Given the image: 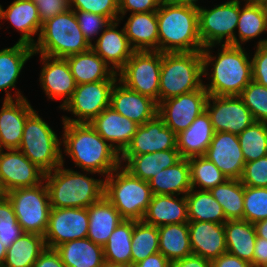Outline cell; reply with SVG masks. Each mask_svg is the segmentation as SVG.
<instances>
[{
	"label": "cell",
	"mask_w": 267,
	"mask_h": 267,
	"mask_svg": "<svg viewBox=\"0 0 267 267\" xmlns=\"http://www.w3.org/2000/svg\"><path fill=\"white\" fill-rule=\"evenodd\" d=\"M214 133L210 116L205 110L186 130L176 135L181 158L204 156Z\"/></svg>",
	"instance_id": "obj_29"
},
{
	"label": "cell",
	"mask_w": 267,
	"mask_h": 267,
	"mask_svg": "<svg viewBox=\"0 0 267 267\" xmlns=\"http://www.w3.org/2000/svg\"><path fill=\"white\" fill-rule=\"evenodd\" d=\"M246 2H261L262 0H244Z\"/></svg>",
	"instance_id": "obj_64"
},
{
	"label": "cell",
	"mask_w": 267,
	"mask_h": 267,
	"mask_svg": "<svg viewBox=\"0 0 267 267\" xmlns=\"http://www.w3.org/2000/svg\"><path fill=\"white\" fill-rule=\"evenodd\" d=\"M18 150L45 173L62 164L61 138L36 110L26 119Z\"/></svg>",
	"instance_id": "obj_8"
},
{
	"label": "cell",
	"mask_w": 267,
	"mask_h": 267,
	"mask_svg": "<svg viewBox=\"0 0 267 267\" xmlns=\"http://www.w3.org/2000/svg\"><path fill=\"white\" fill-rule=\"evenodd\" d=\"M239 180L244 186L267 187V156L246 162Z\"/></svg>",
	"instance_id": "obj_50"
},
{
	"label": "cell",
	"mask_w": 267,
	"mask_h": 267,
	"mask_svg": "<svg viewBox=\"0 0 267 267\" xmlns=\"http://www.w3.org/2000/svg\"><path fill=\"white\" fill-rule=\"evenodd\" d=\"M143 221L156 227L167 224L188 223L185 196L152 195Z\"/></svg>",
	"instance_id": "obj_28"
},
{
	"label": "cell",
	"mask_w": 267,
	"mask_h": 267,
	"mask_svg": "<svg viewBox=\"0 0 267 267\" xmlns=\"http://www.w3.org/2000/svg\"><path fill=\"white\" fill-rule=\"evenodd\" d=\"M170 261L160 252L148 256L143 261L133 265V267H169Z\"/></svg>",
	"instance_id": "obj_58"
},
{
	"label": "cell",
	"mask_w": 267,
	"mask_h": 267,
	"mask_svg": "<svg viewBox=\"0 0 267 267\" xmlns=\"http://www.w3.org/2000/svg\"><path fill=\"white\" fill-rule=\"evenodd\" d=\"M169 149H177L176 134L157 114L143 125H138L129 145L120 155H140Z\"/></svg>",
	"instance_id": "obj_18"
},
{
	"label": "cell",
	"mask_w": 267,
	"mask_h": 267,
	"mask_svg": "<svg viewBox=\"0 0 267 267\" xmlns=\"http://www.w3.org/2000/svg\"><path fill=\"white\" fill-rule=\"evenodd\" d=\"M38 15L41 23L70 9L69 0H37Z\"/></svg>",
	"instance_id": "obj_53"
},
{
	"label": "cell",
	"mask_w": 267,
	"mask_h": 267,
	"mask_svg": "<svg viewBox=\"0 0 267 267\" xmlns=\"http://www.w3.org/2000/svg\"><path fill=\"white\" fill-rule=\"evenodd\" d=\"M209 192L222 206L226 220H243L244 185L239 179H227Z\"/></svg>",
	"instance_id": "obj_40"
},
{
	"label": "cell",
	"mask_w": 267,
	"mask_h": 267,
	"mask_svg": "<svg viewBox=\"0 0 267 267\" xmlns=\"http://www.w3.org/2000/svg\"><path fill=\"white\" fill-rule=\"evenodd\" d=\"M78 24L85 38L90 44L96 40V36L100 35L111 22L107 17L99 14L86 12V11H74ZM95 36V37H94Z\"/></svg>",
	"instance_id": "obj_49"
},
{
	"label": "cell",
	"mask_w": 267,
	"mask_h": 267,
	"mask_svg": "<svg viewBox=\"0 0 267 267\" xmlns=\"http://www.w3.org/2000/svg\"><path fill=\"white\" fill-rule=\"evenodd\" d=\"M189 221L224 224L226 216L222 206L207 190L191 189L185 195Z\"/></svg>",
	"instance_id": "obj_39"
},
{
	"label": "cell",
	"mask_w": 267,
	"mask_h": 267,
	"mask_svg": "<svg viewBox=\"0 0 267 267\" xmlns=\"http://www.w3.org/2000/svg\"><path fill=\"white\" fill-rule=\"evenodd\" d=\"M116 81L103 80L77 85L71 99L61 108L75 118L62 116V122L90 123L110 106L111 91Z\"/></svg>",
	"instance_id": "obj_12"
},
{
	"label": "cell",
	"mask_w": 267,
	"mask_h": 267,
	"mask_svg": "<svg viewBox=\"0 0 267 267\" xmlns=\"http://www.w3.org/2000/svg\"><path fill=\"white\" fill-rule=\"evenodd\" d=\"M162 63L160 51H135L117 72L126 87L148 96L159 104V83Z\"/></svg>",
	"instance_id": "obj_11"
},
{
	"label": "cell",
	"mask_w": 267,
	"mask_h": 267,
	"mask_svg": "<svg viewBox=\"0 0 267 267\" xmlns=\"http://www.w3.org/2000/svg\"><path fill=\"white\" fill-rule=\"evenodd\" d=\"M156 14L158 51H202L204 47L199 36L198 9L163 0Z\"/></svg>",
	"instance_id": "obj_4"
},
{
	"label": "cell",
	"mask_w": 267,
	"mask_h": 267,
	"mask_svg": "<svg viewBox=\"0 0 267 267\" xmlns=\"http://www.w3.org/2000/svg\"><path fill=\"white\" fill-rule=\"evenodd\" d=\"M62 124V151L73 160L75 167L106 178L121 165L119 153L89 123Z\"/></svg>",
	"instance_id": "obj_2"
},
{
	"label": "cell",
	"mask_w": 267,
	"mask_h": 267,
	"mask_svg": "<svg viewBox=\"0 0 267 267\" xmlns=\"http://www.w3.org/2000/svg\"><path fill=\"white\" fill-rule=\"evenodd\" d=\"M45 172L32 163L20 150H0V194L44 181Z\"/></svg>",
	"instance_id": "obj_15"
},
{
	"label": "cell",
	"mask_w": 267,
	"mask_h": 267,
	"mask_svg": "<svg viewBox=\"0 0 267 267\" xmlns=\"http://www.w3.org/2000/svg\"><path fill=\"white\" fill-rule=\"evenodd\" d=\"M89 215L87 208H51L48 228L44 235L46 248L87 238Z\"/></svg>",
	"instance_id": "obj_14"
},
{
	"label": "cell",
	"mask_w": 267,
	"mask_h": 267,
	"mask_svg": "<svg viewBox=\"0 0 267 267\" xmlns=\"http://www.w3.org/2000/svg\"><path fill=\"white\" fill-rule=\"evenodd\" d=\"M227 253L247 261L253 267L256 243L254 225L245 220H227L224 223Z\"/></svg>",
	"instance_id": "obj_35"
},
{
	"label": "cell",
	"mask_w": 267,
	"mask_h": 267,
	"mask_svg": "<svg viewBox=\"0 0 267 267\" xmlns=\"http://www.w3.org/2000/svg\"><path fill=\"white\" fill-rule=\"evenodd\" d=\"M158 232L159 252L170 262L192 254L188 223L163 225Z\"/></svg>",
	"instance_id": "obj_37"
},
{
	"label": "cell",
	"mask_w": 267,
	"mask_h": 267,
	"mask_svg": "<svg viewBox=\"0 0 267 267\" xmlns=\"http://www.w3.org/2000/svg\"><path fill=\"white\" fill-rule=\"evenodd\" d=\"M105 179L104 196L126 220H143L152 198L149 182L132 176L121 165Z\"/></svg>",
	"instance_id": "obj_7"
},
{
	"label": "cell",
	"mask_w": 267,
	"mask_h": 267,
	"mask_svg": "<svg viewBox=\"0 0 267 267\" xmlns=\"http://www.w3.org/2000/svg\"><path fill=\"white\" fill-rule=\"evenodd\" d=\"M148 182L153 195L185 196L192 189L188 158H181L173 166L164 168Z\"/></svg>",
	"instance_id": "obj_33"
},
{
	"label": "cell",
	"mask_w": 267,
	"mask_h": 267,
	"mask_svg": "<svg viewBox=\"0 0 267 267\" xmlns=\"http://www.w3.org/2000/svg\"><path fill=\"white\" fill-rule=\"evenodd\" d=\"M213 162L227 179H240L245 160L238 135L230 132H215L204 155Z\"/></svg>",
	"instance_id": "obj_19"
},
{
	"label": "cell",
	"mask_w": 267,
	"mask_h": 267,
	"mask_svg": "<svg viewBox=\"0 0 267 267\" xmlns=\"http://www.w3.org/2000/svg\"><path fill=\"white\" fill-rule=\"evenodd\" d=\"M77 85L118 80V74L92 49L65 58Z\"/></svg>",
	"instance_id": "obj_31"
},
{
	"label": "cell",
	"mask_w": 267,
	"mask_h": 267,
	"mask_svg": "<svg viewBox=\"0 0 267 267\" xmlns=\"http://www.w3.org/2000/svg\"><path fill=\"white\" fill-rule=\"evenodd\" d=\"M252 62V80L267 87V39L256 42Z\"/></svg>",
	"instance_id": "obj_51"
},
{
	"label": "cell",
	"mask_w": 267,
	"mask_h": 267,
	"mask_svg": "<svg viewBox=\"0 0 267 267\" xmlns=\"http://www.w3.org/2000/svg\"><path fill=\"white\" fill-rule=\"evenodd\" d=\"M134 220H122L115 228L104 248L105 261L131 265V241Z\"/></svg>",
	"instance_id": "obj_41"
},
{
	"label": "cell",
	"mask_w": 267,
	"mask_h": 267,
	"mask_svg": "<svg viewBox=\"0 0 267 267\" xmlns=\"http://www.w3.org/2000/svg\"><path fill=\"white\" fill-rule=\"evenodd\" d=\"M236 32L235 46L241 47L244 43L253 41L254 38L267 33V14L261 2L240 0V14Z\"/></svg>",
	"instance_id": "obj_36"
},
{
	"label": "cell",
	"mask_w": 267,
	"mask_h": 267,
	"mask_svg": "<svg viewBox=\"0 0 267 267\" xmlns=\"http://www.w3.org/2000/svg\"><path fill=\"white\" fill-rule=\"evenodd\" d=\"M256 232V236L259 238L267 239V219L258 221L253 224Z\"/></svg>",
	"instance_id": "obj_59"
},
{
	"label": "cell",
	"mask_w": 267,
	"mask_h": 267,
	"mask_svg": "<svg viewBox=\"0 0 267 267\" xmlns=\"http://www.w3.org/2000/svg\"><path fill=\"white\" fill-rule=\"evenodd\" d=\"M66 267H102L104 248L89 238L72 240L55 248Z\"/></svg>",
	"instance_id": "obj_34"
},
{
	"label": "cell",
	"mask_w": 267,
	"mask_h": 267,
	"mask_svg": "<svg viewBox=\"0 0 267 267\" xmlns=\"http://www.w3.org/2000/svg\"><path fill=\"white\" fill-rule=\"evenodd\" d=\"M169 267H211V260L191 254L182 259L170 262Z\"/></svg>",
	"instance_id": "obj_56"
},
{
	"label": "cell",
	"mask_w": 267,
	"mask_h": 267,
	"mask_svg": "<svg viewBox=\"0 0 267 267\" xmlns=\"http://www.w3.org/2000/svg\"><path fill=\"white\" fill-rule=\"evenodd\" d=\"M110 107L138 125H143L158 114L155 100L131 90L119 80L112 88Z\"/></svg>",
	"instance_id": "obj_20"
},
{
	"label": "cell",
	"mask_w": 267,
	"mask_h": 267,
	"mask_svg": "<svg viewBox=\"0 0 267 267\" xmlns=\"http://www.w3.org/2000/svg\"><path fill=\"white\" fill-rule=\"evenodd\" d=\"M45 248L44 236L23 232L7 249L3 266L33 267Z\"/></svg>",
	"instance_id": "obj_38"
},
{
	"label": "cell",
	"mask_w": 267,
	"mask_h": 267,
	"mask_svg": "<svg viewBox=\"0 0 267 267\" xmlns=\"http://www.w3.org/2000/svg\"><path fill=\"white\" fill-rule=\"evenodd\" d=\"M34 50L32 46L16 42L12 47L0 50V92L5 91L3 100H17L25 96L16 88L19 75L26 62L32 58ZM14 91L12 95L9 91Z\"/></svg>",
	"instance_id": "obj_23"
},
{
	"label": "cell",
	"mask_w": 267,
	"mask_h": 267,
	"mask_svg": "<svg viewBox=\"0 0 267 267\" xmlns=\"http://www.w3.org/2000/svg\"><path fill=\"white\" fill-rule=\"evenodd\" d=\"M245 162L267 156V123L253 122L238 135Z\"/></svg>",
	"instance_id": "obj_44"
},
{
	"label": "cell",
	"mask_w": 267,
	"mask_h": 267,
	"mask_svg": "<svg viewBox=\"0 0 267 267\" xmlns=\"http://www.w3.org/2000/svg\"><path fill=\"white\" fill-rule=\"evenodd\" d=\"M208 92L202 86L158 104V115L176 135L186 130L205 111Z\"/></svg>",
	"instance_id": "obj_16"
},
{
	"label": "cell",
	"mask_w": 267,
	"mask_h": 267,
	"mask_svg": "<svg viewBox=\"0 0 267 267\" xmlns=\"http://www.w3.org/2000/svg\"><path fill=\"white\" fill-rule=\"evenodd\" d=\"M188 160L192 189L209 191L227 180L221 170L205 156H194Z\"/></svg>",
	"instance_id": "obj_43"
},
{
	"label": "cell",
	"mask_w": 267,
	"mask_h": 267,
	"mask_svg": "<svg viewBox=\"0 0 267 267\" xmlns=\"http://www.w3.org/2000/svg\"><path fill=\"white\" fill-rule=\"evenodd\" d=\"M181 159L178 149L163 150L140 155H120V164L132 176L149 181L164 168Z\"/></svg>",
	"instance_id": "obj_27"
},
{
	"label": "cell",
	"mask_w": 267,
	"mask_h": 267,
	"mask_svg": "<svg viewBox=\"0 0 267 267\" xmlns=\"http://www.w3.org/2000/svg\"><path fill=\"white\" fill-rule=\"evenodd\" d=\"M89 124L119 155L129 145L138 127V124L122 116L110 106L105 108Z\"/></svg>",
	"instance_id": "obj_24"
},
{
	"label": "cell",
	"mask_w": 267,
	"mask_h": 267,
	"mask_svg": "<svg viewBox=\"0 0 267 267\" xmlns=\"http://www.w3.org/2000/svg\"><path fill=\"white\" fill-rule=\"evenodd\" d=\"M163 0H119V18L123 21L128 11L132 13L157 11Z\"/></svg>",
	"instance_id": "obj_52"
},
{
	"label": "cell",
	"mask_w": 267,
	"mask_h": 267,
	"mask_svg": "<svg viewBox=\"0 0 267 267\" xmlns=\"http://www.w3.org/2000/svg\"><path fill=\"white\" fill-rule=\"evenodd\" d=\"M6 251H7V248L3 245V243L0 240V265H3L5 261Z\"/></svg>",
	"instance_id": "obj_61"
},
{
	"label": "cell",
	"mask_w": 267,
	"mask_h": 267,
	"mask_svg": "<svg viewBox=\"0 0 267 267\" xmlns=\"http://www.w3.org/2000/svg\"><path fill=\"white\" fill-rule=\"evenodd\" d=\"M33 55L66 58L86 52L91 44L85 38L72 9L42 23L40 34L32 47Z\"/></svg>",
	"instance_id": "obj_5"
},
{
	"label": "cell",
	"mask_w": 267,
	"mask_h": 267,
	"mask_svg": "<svg viewBox=\"0 0 267 267\" xmlns=\"http://www.w3.org/2000/svg\"><path fill=\"white\" fill-rule=\"evenodd\" d=\"M159 78V103L199 90L204 83L201 51L162 53Z\"/></svg>",
	"instance_id": "obj_6"
},
{
	"label": "cell",
	"mask_w": 267,
	"mask_h": 267,
	"mask_svg": "<svg viewBox=\"0 0 267 267\" xmlns=\"http://www.w3.org/2000/svg\"><path fill=\"white\" fill-rule=\"evenodd\" d=\"M12 204L18 224L25 233L44 236L51 211L46 183L18 188L4 194Z\"/></svg>",
	"instance_id": "obj_9"
},
{
	"label": "cell",
	"mask_w": 267,
	"mask_h": 267,
	"mask_svg": "<svg viewBox=\"0 0 267 267\" xmlns=\"http://www.w3.org/2000/svg\"><path fill=\"white\" fill-rule=\"evenodd\" d=\"M23 231L18 224L16 214L9 199L0 194V240L8 249L17 240Z\"/></svg>",
	"instance_id": "obj_47"
},
{
	"label": "cell",
	"mask_w": 267,
	"mask_h": 267,
	"mask_svg": "<svg viewBox=\"0 0 267 267\" xmlns=\"http://www.w3.org/2000/svg\"><path fill=\"white\" fill-rule=\"evenodd\" d=\"M0 20L9 21L14 30L21 33L17 42L34 46V36H39L42 27L36 2L14 0L6 9L0 4Z\"/></svg>",
	"instance_id": "obj_26"
},
{
	"label": "cell",
	"mask_w": 267,
	"mask_h": 267,
	"mask_svg": "<svg viewBox=\"0 0 267 267\" xmlns=\"http://www.w3.org/2000/svg\"><path fill=\"white\" fill-rule=\"evenodd\" d=\"M205 110L210 116L214 132L239 135L255 122L239 96L208 95Z\"/></svg>",
	"instance_id": "obj_13"
},
{
	"label": "cell",
	"mask_w": 267,
	"mask_h": 267,
	"mask_svg": "<svg viewBox=\"0 0 267 267\" xmlns=\"http://www.w3.org/2000/svg\"><path fill=\"white\" fill-rule=\"evenodd\" d=\"M267 219V187L244 186L243 220L252 224Z\"/></svg>",
	"instance_id": "obj_45"
},
{
	"label": "cell",
	"mask_w": 267,
	"mask_h": 267,
	"mask_svg": "<svg viewBox=\"0 0 267 267\" xmlns=\"http://www.w3.org/2000/svg\"><path fill=\"white\" fill-rule=\"evenodd\" d=\"M168 1L176 5L188 6L195 9H200L202 7L198 4L199 0H168Z\"/></svg>",
	"instance_id": "obj_60"
},
{
	"label": "cell",
	"mask_w": 267,
	"mask_h": 267,
	"mask_svg": "<svg viewBox=\"0 0 267 267\" xmlns=\"http://www.w3.org/2000/svg\"><path fill=\"white\" fill-rule=\"evenodd\" d=\"M34 110L26 97L3 100L0 110V150L19 149L26 119Z\"/></svg>",
	"instance_id": "obj_21"
},
{
	"label": "cell",
	"mask_w": 267,
	"mask_h": 267,
	"mask_svg": "<svg viewBox=\"0 0 267 267\" xmlns=\"http://www.w3.org/2000/svg\"><path fill=\"white\" fill-rule=\"evenodd\" d=\"M40 63L43 67L39 75L40 86L47 95L46 97L53 100L62 99L59 109L71 99L77 86L69 64L65 58H54L39 54Z\"/></svg>",
	"instance_id": "obj_17"
},
{
	"label": "cell",
	"mask_w": 267,
	"mask_h": 267,
	"mask_svg": "<svg viewBox=\"0 0 267 267\" xmlns=\"http://www.w3.org/2000/svg\"><path fill=\"white\" fill-rule=\"evenodd\" d=\"M102 267H133L132 265H123V264H114L105 261V263L102 265Z\"/></svg>",
	"instance_id": "obj_62"
},
{
	"label": "cell",
	"mask_w": 267,
	"mask_h": 267,
	"mask_svg": "<svg viewBox=\"0 0 267 267\" xmlns=\"http://www.w3.org/2000/svg\"><path fill=\"white\" fill-rule=\"evenodd\" d=\"M240 14V0H229L213 8L198 9L199 36L203 47L209 45L235 46Z\"/></svg>",
	"instance_id": "obj_10"
},
{
	"label": "cell",
	"mask_w": 267,
	"mask_h": 267,
	"mask_svg": "<svg viewBox=\"0 0 267 267\" xmlns=\"http://www.w3.org/2000/svg\"><path fill=\"white\" fill-rule=\"evenodd\" d=\"M121 22L111 21L101 32L91 49L98 54L117 73L132 56L135 50L131 47L124 28L118 29Z\"/></svg>",
	"instance_id": "obj_22"
},
{
	"label": "cell",
	"mask_w": 267,
	"mask_h": 267,
	"mask_svg": "<svg viewBox=\"0 0 267 267\" xmlns=\"http://www.w3.org/2000/svg\"><path fill=\"white\" fill-rule=\"evenodd\" d=\"M239 97L250 110L255 121L267 123V87L252 80Z\"/></svg>",
	"instance_id": "obj_46"
},
{
	"label": "cell",
	"mask_w": 267,
	"mask_h": 267,
	"mask_svg": "<svg viewBox=\"0 0 267 267\" xmlns=\"http://www.w3.org/2000/svg\"><path fill=\"white\" fill-rule=\"evenodd\" d=\"M188 227L192 254L212 261L227 253L224 224L189 221Z\"/></svg>",
	"instance_id": "obj_25"
},
{
	"label": "cell",
	"mask_w": 267,
	"mask_h": 267,
	"mask_svg": "<svg viewBox=\"0 0 267 267\" xmlns=\"http://www.w3.org/2000/svg\"><path fill=\"white\" fill-rule=\"evenodd\" d=\"M70 9L86 11L116 21L119 18V0H69Z\"/></svg>",
	"instance_id": "obj_48"
},
{
	"label": "cell",
	"mask_w": 267,
	"mask_h": 267,
	"mask_svg": "<svg viewBox=\"0 0 267 267\" xmlns=\"http://www.w3.org/2000/svg\"><path fill=\"white\" fill-rule=\"evenodd\" d=\"M87 209L89 215L87 238L104 247L115 228L124 219L105 196Z\"/></svg>",
	"instance_id": "obj_32"
},
{
	"label": "cell",
	"mask_w": 267,
	"mask_h": 267,
	"mask_svg": "<svg viewBox=\"0 0 267 267\" xmlns=\"http://www.w3.org/2000/svg\"><path fill=\"white\" fill-rule=\"evenodd\" d=\"M211 267H252V265L237 256L224 253L211 261Z\"/></svg>",
	"instance_id": "obj_55"
},
{
	"label": "cell",
	"mask_w": 267,
	"mask_h": 267,
	"mask_svg": "<svg viewBox=\"0 0 267 267\" xmlns=\"http://www.w3.org/2000/svg\"><path fill=\"white\" fill-rule=\"evenodd\" d=\"M261 3L263 5L265 13L267 14V0H262Z\"/></svg>",
	"instance_id": "obj_63"
},
{
	"label": "cell",
	"mask_w": 267,
	"mask_h": 267,
	"mask_svg": "<svg viewBox=\"0 0 267 267\" xmlns=\"http://www.w3.org/2000/svg\"><path fill=\"white\" fill-rule=\"evenodd\" d=\"M158 252V227L147 224L143 220H134L131 241V265L133 266Z\"/></svg>",
	"instance_id": "obj_42"
},
{
	"label": "cell",
	"mask_w": 267,
	"mask_h": 267,
	"mask_svg": "<svg viewBox=\"0 0 267 267\" xmlns=\"http://www.w3.org/2000/svg\"><path fill=\"white\" fill-rule=\"evenodd\" d=\"M62 152V164L53 171L45 173L44 181L49 192L51 208H88L104 197L105 179H96L87 174L65 168Z\"/></svg>",
	"instance_id": "obj_3"
},
{
	"label": "cell",
	"mask_w": 267,
	"mask_h": 267,
	"mask_svg": "<svg viewBox=\"0 0 267 267\" xmlns=\"http://www.w3.org/2000/svg\"><path fill=\"white\" fill-rule=\"evenodd\" d=\"M123 28L135 51H158L156 11L129 14Z\"/></svg>",
	"instance_id": "obj_30"
},
{
	"label": "cell",
	"mask_w": 267,
	"mask_h": 267,
	"mask_svg": "<svg viewBox=\"0 0 267 267\" xmlns=\"http://www.w3.org/2000/svg\"><path fill=\"white\" fill-rule=\"evenodd\" d=\"M33 267H66L60 254L55 249L45 248L39 255Z\"/></svg>",
	"instance_id": "obj_54"
},
{
	"label": "cell",
	"mask_w": 267,
	"mask_h": 267,
	"mask_svg": "<svg viewBox=\"0 0 267 267\" xmlns=\"http://www.w3.org/2000/svg\"><path fill=\"white\" fill-rule=\"evenodd\" d=\"M209 45L202 49L203 77H207L209 84L203 83L208 95L239 96L242 90L252 81L251 58L241 46L230 44L218 45L216 55ZM212 67V69L208 67ZM210 69V72H209Z\"/></svg>",
	"instance_id": "obj_1"
},
{
	"label": "cell",
	"mask_w": 267,
	"mask_h": 267,
	"mask_svg": "<svg viewBox=\"0 0 267 267\" xmlns=\"http://www.w3.org/2000/svg\"><path fill=\"white\" fill-rule=\"evenodd\" d=\"M267 265V239L256 237L253 254V267H265Z\"/></svg>",
	"instance_id": "obj_57"
}]
</instances>
